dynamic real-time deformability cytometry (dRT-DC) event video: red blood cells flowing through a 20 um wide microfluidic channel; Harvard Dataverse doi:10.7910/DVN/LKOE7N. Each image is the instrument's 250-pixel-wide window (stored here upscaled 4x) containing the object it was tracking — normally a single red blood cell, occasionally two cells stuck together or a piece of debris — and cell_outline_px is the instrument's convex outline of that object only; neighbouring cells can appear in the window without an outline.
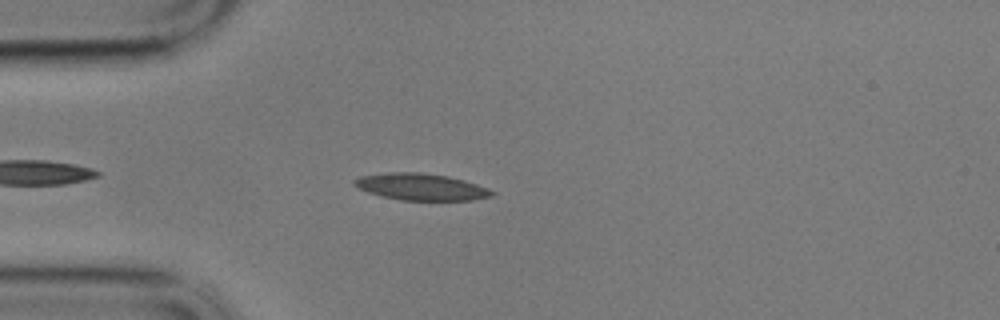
{"species": "common noctule bat (a hibernating species)", "species_latin": "Nyctalus noctula", "temperature_condition": "cold", "stored_images_in_passage": 49, "camera_frame_rate_fps": 3000, "um_per_image_px": 0.085, "animal": {"sex": "male", "body_mass_g": 17.9}, "frame": {"image": 1, "passage_image": 6, "time_ms": 1.667, "image_size_px": [1000, 320], "cell_outline_px": [[496, 192], [492, 196], [472, 200], [400, 200], [368, 192], [352, 184], [352, 180], [360, 176], [392, 172], [420, 172], [448, 176], [464, 180], [488, 188]], "centroid_in_image_um": [35.8, 15.88], "position_along_channel_um": 49.2, "area_um2": 21.33}}
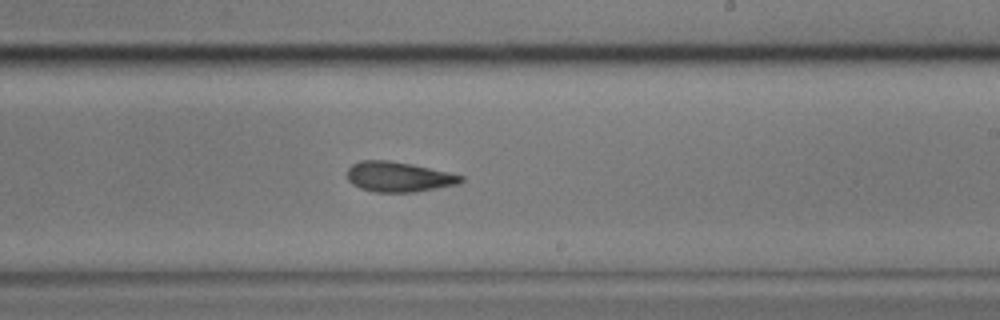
{"frame": {"image": 2, "passage_image": 25, "time_ms": 8.0, "image_size_px": [1000, 320], "cell_outline_px": [[464, 180], [460, 184], [416, 192], [372, 192], [360, 188], [352, 184], [348, 180], [348, 168], [352, 164], [360, 160], [388, 160], [412, 164], [448, 172], [464, 176]], "centroid_in_image_um": [33.89, 15.03], "position_along_channel_um": 255.1, "area_um2": 20.11}}
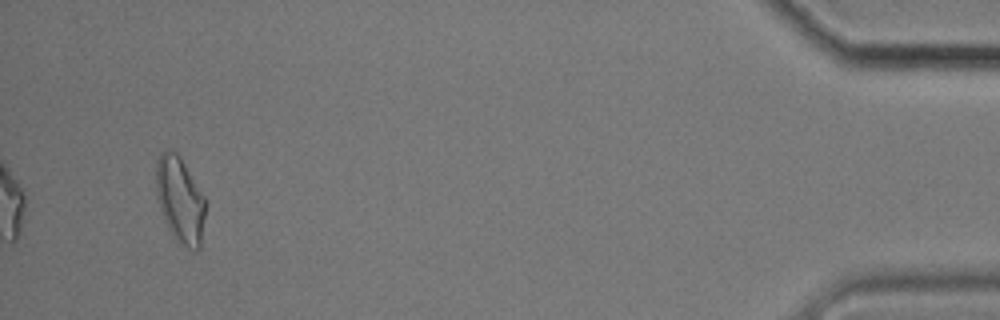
{"frame": {"image": 3, "passage_image": 46, "time_ms": 15.0, "image_size_px": [1000, 320], "cell_outline_px": [[204, 216], [200, 248], [196, 252], [188, 248], [176, 240], [160, 208], [156, 196], [156, 160], [160, 152], [168, 148], [176, 152], [180, 156], [204, 196]], "centroid_in_image_um": [15.29, 16.94], "position_along_channel_um": 419.9, "area_um2": 24.45}, "authors_computed_cell_mechanics": {"area_um2": 20.7502, "velocity_mm_per_s": 3.4227, "shape_relaxation_time_tau1_ms": null, "shape_relaxation_time_tau2_ms": 3.9781, "deformation_change_tau1": null, "deformation_change_tau2": 0.1113}}